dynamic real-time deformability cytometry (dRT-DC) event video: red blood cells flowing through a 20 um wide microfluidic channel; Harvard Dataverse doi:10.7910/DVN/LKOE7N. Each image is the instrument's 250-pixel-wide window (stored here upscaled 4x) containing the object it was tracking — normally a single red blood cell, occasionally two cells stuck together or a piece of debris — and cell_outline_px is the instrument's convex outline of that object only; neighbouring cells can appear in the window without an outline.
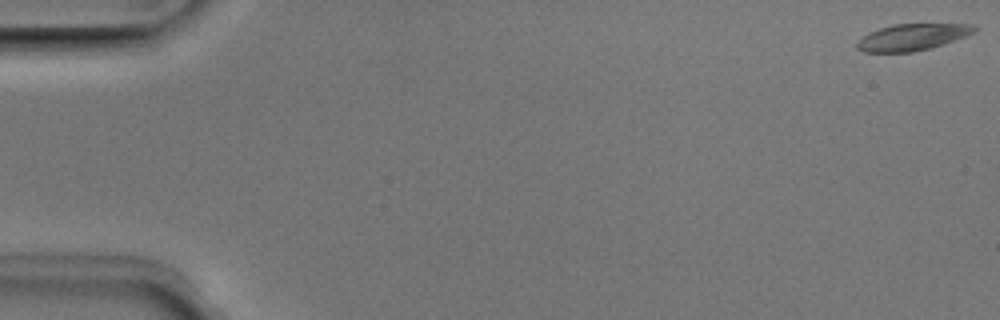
{"species": "Egyptian fruit bat (a non-hibernating species)", "species_latin": "Rousettus aegyptiacus", "temperature_condition": "room temperature", "stored_images_in_passage": 51, "camera_frame_rate_fps": 3000, "um_per_image_px": 0.085, "animal": {"sex": "male"}, "frame": {"image": 1, "passage_image": 1, "time_ms": 0.0, "image_size_px": [1000, 320], "cell_outline_px": [[980, 28], [964, 36], [928, 48], [912, 52], [864, 52], [856, 48], [856, 44], [868, 32], [892, 24], [972, 24]], "centroid_in_image_um": [77.5, 3.14], "position_along_channel_um": 7.5, "area_um2": 17.8}}
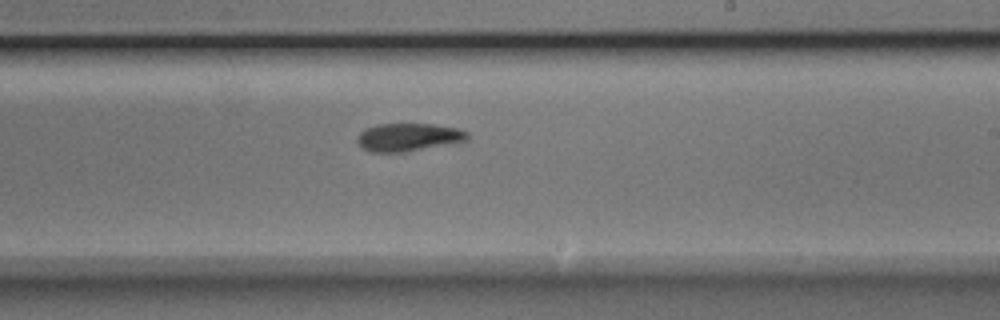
{"frame": {"image": 2, "passage_image": 31, "time_ms": 10.0, "image_size_px": [1000, 320], "cell_outline_px": [[468, 140], [452, 144], [408, 152], [368, 152], [356, 140], [360, 132], [376, 124], [432, 124], [456, 128], [468, 132]], "centroid_in_image_um": [34.74, 11.67], "position_along_channel_um": 254.3, "area_um2": 18.03}}
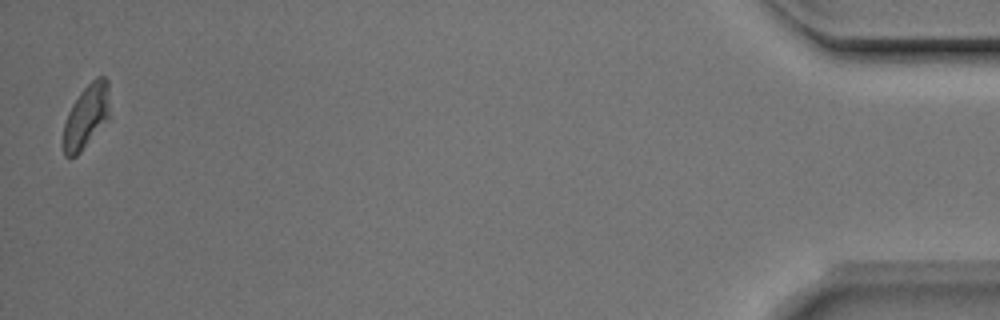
{"frame": {"image": 3, "passage_image": 51, "time_ms": 16.667, "image_size_px": [1000, 320], "cell_outline_px": [[108, 120], [80, 152], [76, 156], [64, 156], [60, 144], [64, 124], [68, 112], [72, 104], [80, 92], [96, 76], [104, 76], [108, 80]], "centroid_in_image_um": [7.28, 9.92], "position_along_channel_um": 427.9, "area_um2": 17.4}, "authors_computed_cell_mechanics": {"area_um2": 18.5538, "velocity_mm_per_s": 3.9623, "shape_relaxation_time_tau1_ms": 2.2615, "shape_relaxation_time_tau2_ms": 3.7076, "deformation_change_tau1": 0.1126, "deformation_change_tau2": 0.0929}}